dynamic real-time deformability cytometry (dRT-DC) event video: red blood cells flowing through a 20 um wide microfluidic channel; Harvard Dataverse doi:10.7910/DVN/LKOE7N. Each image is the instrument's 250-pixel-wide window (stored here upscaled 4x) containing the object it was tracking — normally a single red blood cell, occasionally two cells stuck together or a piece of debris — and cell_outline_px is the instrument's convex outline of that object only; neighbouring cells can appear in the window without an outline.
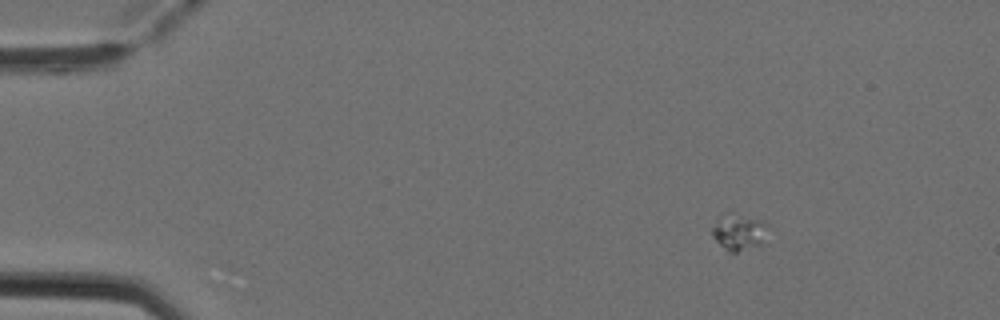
{"species": "Egyptian fruit bat (a non-hibernating species)", "species_latin": "Rousettus aegyptiacus", "temperature_condition": "cold", "stored_images_in_passage": 6, "camera_frame_rate_fps": 3000, "um_per_image_px": 0.085, "animal": {"sex": "female"}, "frame": {"image": 1, "passage_image": 1, "time_ms": 0.0, "image_size_px": [1000, 320], "cell_outline_px": [[768, 224], [764, 244], [736, 252], [728, 252], [712, 236], [712, 228], [724, 212], [764, 220]], "centroid_in_image_um": [62.84, 19.73], "position_along_channel_um": 22.2, "area_um2": 11.79}}
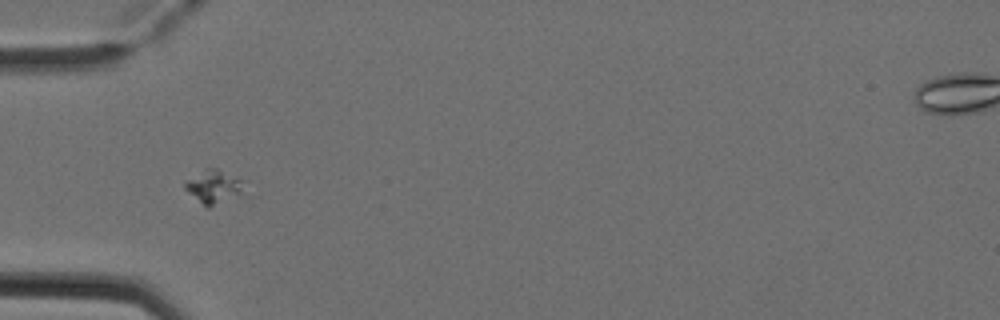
{"frame": {"image": 2, "passage_image": 4, "time_ms": 1.0, "image_size_px": [1000, 320], "cell_outline_px": [[252, 196], [208, 208], [204, 208], [184, 188], [184, 180], [208, 168], [216, 168], [240, 180]], "centroid_in_image_um": [18.29, 15.98], "position_along_channel_um": 66.7, "area_um2": 12.48}}
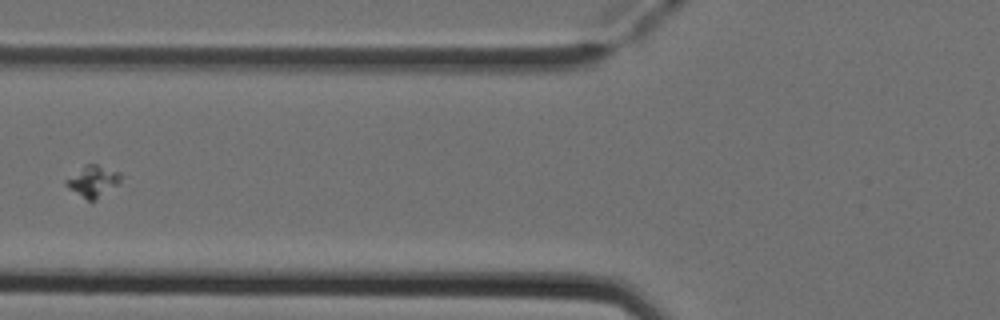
{"frame": {"image": 3, "passage_image": 5, "time_ms": 1.333, "image_size_px": [1000, 320], "cell_outline_px": [[120, 184], [92, 204], [68, 188], [64, 184], [64, 180], [84, 164], [96, 164], [120, 172]], "centroid_in_image_um": [7.89, 15.44], "position_along_channel_um": 117.9, "area_um2": 10.4}}